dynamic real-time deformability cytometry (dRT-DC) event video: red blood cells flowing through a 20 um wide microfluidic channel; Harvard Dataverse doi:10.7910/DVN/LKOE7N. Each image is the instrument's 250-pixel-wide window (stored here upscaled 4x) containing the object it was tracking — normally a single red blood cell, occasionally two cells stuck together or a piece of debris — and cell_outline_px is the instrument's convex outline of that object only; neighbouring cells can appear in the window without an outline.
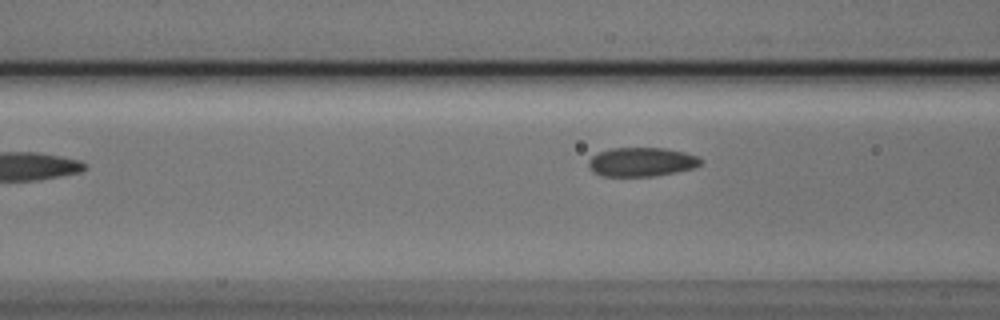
{"species": "Egyptian fruit bat (a non-hibernating species)", "species_latin": "Rousettus aegyptiacus", "temperature_condition": "cold", "stored_images_in_passage": 6, "camera_frame_rate_fps": 3000, "um_per_image_px": 0.085, "animal": {"sex": "male"}, "frame": {"image": 1, "passage_image": 6, "time_ms": 1.667, "image_size_px": [1000, 320], "cell_outline_px": [[704, 160], [700, 164], [692, 168], [676, 172], [656, 176], [600, 176], [592, 172], [588, 164], [588, 160], [592, 156], [600, 152], [612, 148], [664, 148], [684, 152], [700, 156]], "centroid_in_image_um": [54.54, 13.77], "position_along_channel_um": 112.1, "area_um2": 19.07}}